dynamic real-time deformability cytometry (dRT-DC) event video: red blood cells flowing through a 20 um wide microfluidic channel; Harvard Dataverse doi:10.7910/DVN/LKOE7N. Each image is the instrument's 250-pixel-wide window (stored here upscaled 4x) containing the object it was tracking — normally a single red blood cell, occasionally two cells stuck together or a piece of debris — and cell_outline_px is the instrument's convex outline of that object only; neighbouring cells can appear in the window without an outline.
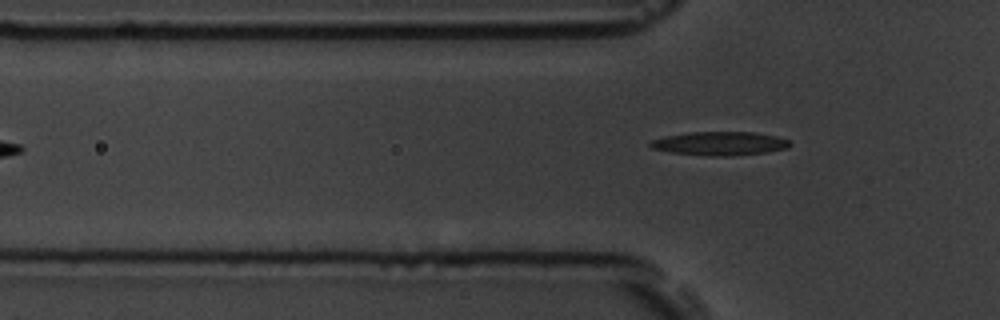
{"species": "common noctule bat (a hibernating species)", "species_latin": "Nyctalus noctula", "temperature_condition": "room temperature", "stored_images_in_passage": 6, "segment_of_instrument_passage": [2, 2], "camera_frame_rate_fps": 3000, "um_per_image_px": 0.085, "animal": {"sex": "male", "body_mass_g": 19.5, "forearm_length_mm": 54.6}, "frame": {"image": 1, "passage_image": 6, "time_ms": 1.667, "image_size_px": [1000, 320], "cell_outline_px": [[792, 144], [788, 148], [768, 152], [732, 156], [712, 156], [672, 152], [652, 148], [648, 144], [652, 140], [664, 136], [688, 132], [752, 132], [776, 136], [788, 140]], "centroid_in_image_um": [61.21, 12.19], "position_along_channel_um": 64.6, "area_um2": 19.25}}